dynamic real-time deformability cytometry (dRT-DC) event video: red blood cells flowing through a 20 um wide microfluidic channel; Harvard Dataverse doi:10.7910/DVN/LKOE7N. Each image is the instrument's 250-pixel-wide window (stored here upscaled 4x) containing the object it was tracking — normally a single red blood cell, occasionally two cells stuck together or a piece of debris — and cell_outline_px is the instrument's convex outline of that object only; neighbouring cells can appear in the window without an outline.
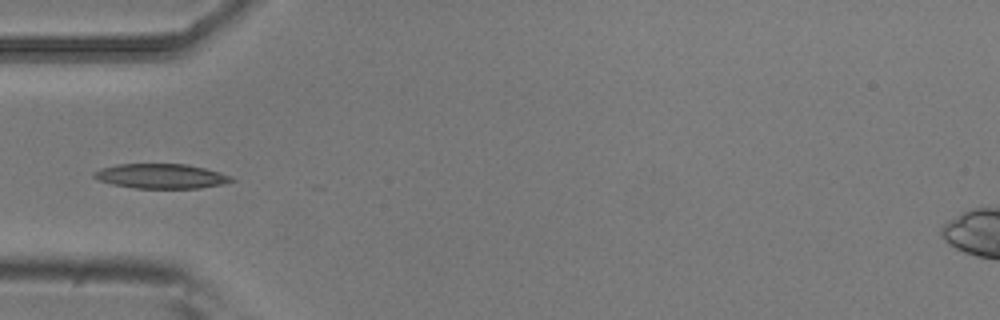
{"species": "common noctule bat (a hibernating species)", "species_latin": "Nyctalus noctula", "temperature_condition": "room temperature", "stored_images_in_passage": 5, "camera_frame_rate_fps": 3000, "um_per_image_px": 0.085, "animal": {"sex": "male", "body_mass_g": 20.5, "forearm_length_mm": 52.5}, "frame": {"image": 1, "passage_image": 5, "time_ms": 1.333, "image_size_px": [1000, 320], "cell_outline_px": [[236, 180], [220, 184], [200, 188], [136, 188], [112, 184], [100, 180], [92, 176], [92, 172], [100, 168], [116, 164], [188, 164], [220, 172], [232, 176]], "centroid_in_image_um": [13.68, 14.96], "position_along_channel_um": 71.3, "area_um2": 19.77}}